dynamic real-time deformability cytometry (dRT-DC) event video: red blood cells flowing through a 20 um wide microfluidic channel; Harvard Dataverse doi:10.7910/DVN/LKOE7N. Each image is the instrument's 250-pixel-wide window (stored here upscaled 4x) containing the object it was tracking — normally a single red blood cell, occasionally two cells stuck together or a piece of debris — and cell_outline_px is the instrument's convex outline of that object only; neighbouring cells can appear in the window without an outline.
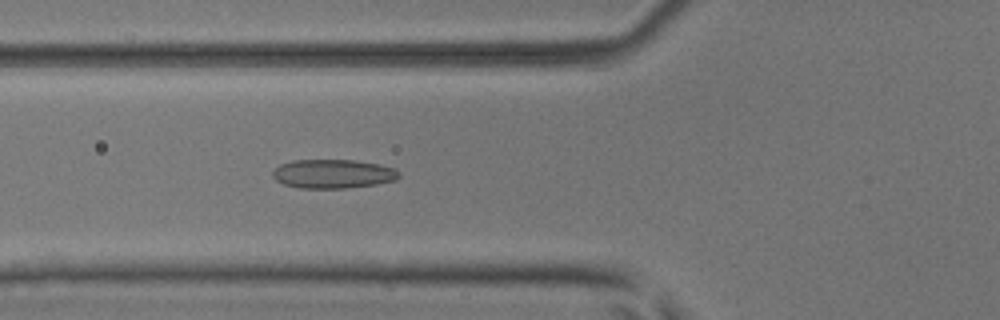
{"species": "common noctule bat (a hibernating species)", "species_latin": "Nyctalus noctula", "temperature_condition": "room temperature", "stored_images_in_passage": 52, "camera_frame_rate_fps": 3000, "um_per_image_px": 0.085, "animal": {"sex": "male", "body_mass_g": 17.9, "forearm_length_mm": 54.2}, "frame": {"image": 1, "passage_image": 19, "time_ms": 6.0, "image_size_px": [1000, 320], "cell_outline_px": [[400, 176], [396, 180], [376, 184], [348, 188], [300, 188], [284, 184], [276, 180], [272, 176], [272, 172], [280, 164], [292, 160], [352, 160], [380, 164], [396, 168], [400, 172]], "centroid_in_image_um": [28.33, 14.77], "position_along_channel_um": 97.5, "area_um2": 21.44}}
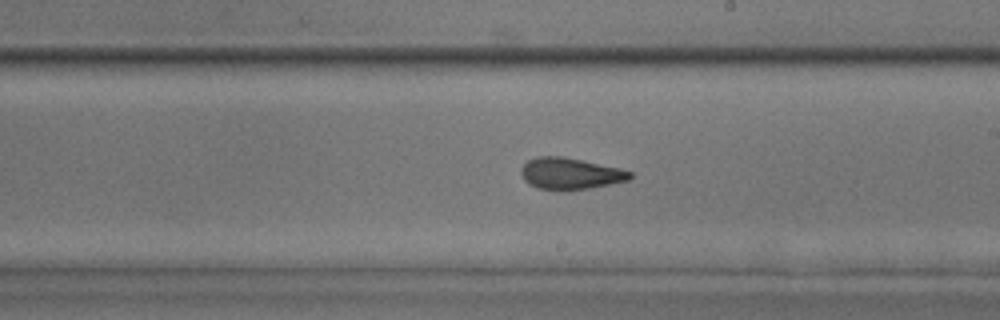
{"frame": {"image": 2, "passage_image": 30, "time_ms": 9.667, "image_size_px": [1000, 320], "cell_outline_px": [[632, 176], [628, 180], [588, 188], [536, 188], [528, 184], [524, 180], [520, 172], [520, 168], [528, 160], [536, 156], [564, 156], [620, 168], [632, 172]], "centroid_in_image_um": [48.44, 14.71], "position_along_channel_um": 240.6, "area_um2": 19.59}}
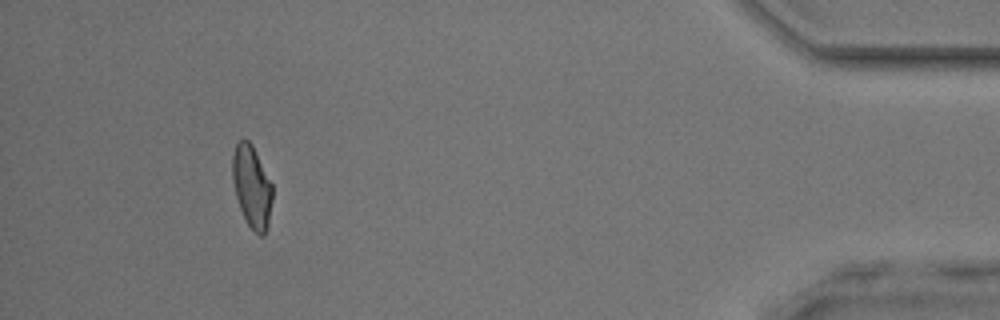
{"frame": {"image": 3, "passage_image": 48, "time_ms": 15.667, "image_size_px": [1000, 320], "cell_outline_px": [[272, 200], [268, 224], [264, 236], [260, 236], [248, 224], [240, 208], [236, 196], [232, 180], [232, 156], [236, 144], [240, 140], [248, 140], [252, 144], [272, 184]], "centroid_in_image_um": [21.4, 15.85], "position_along_channel_um": 413.8, "area_um2": 18.96}, "authors_computed_cell_mechanics": {"area_um2": 19.9699, "velocity_mm_per_s": 3.9038, "shape_relaxation_time_tau1_ms": null, "shape_relaxation_time_tau2_ms": 2.3249, "deformation_change_tau1": null, "deformation_change_tau2": 0.0975}}